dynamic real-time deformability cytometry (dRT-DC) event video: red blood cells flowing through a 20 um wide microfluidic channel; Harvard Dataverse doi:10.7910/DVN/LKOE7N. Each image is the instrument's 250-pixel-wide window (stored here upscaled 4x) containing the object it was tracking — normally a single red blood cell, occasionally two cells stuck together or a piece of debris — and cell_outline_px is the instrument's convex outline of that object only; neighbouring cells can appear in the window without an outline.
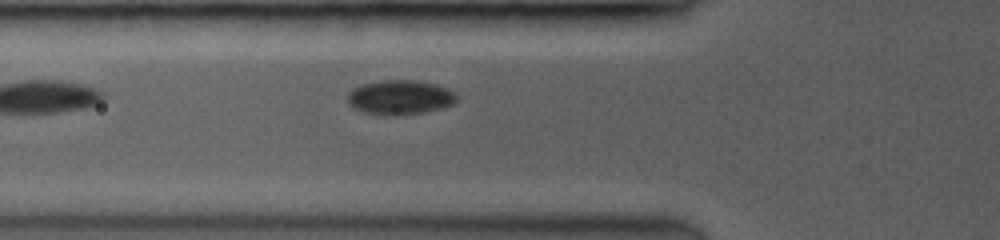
{"species": "common noctule bat (a hibernating species)", "species_latin": "Nyctalus noctula", "temperature_condition": "room temperature", "stored_images_in_passage": 34, "camera_frame_rate_fps": 3500, "um_per_image_px": 0.085, "animal": {"sex": "female", "body_mass_g": 19.0, "forearm_length_mm": 53.3}, "frame": {"image": 1, "passage_image": 10, "time_ms": 3.143, "image_size_px": [1000, 240], "cell_outline_px": [[456, 100], [452, 104], [440, 108], [420, 112], [364, 112], [352, 108], [348, 100], [348, 92], [352, 88], [364, 84], [388, 80], [412, 80], [432, 84], [444, 88], [452, 92], [456, 96]], "centroid_in_image_um": [33.95, 8.23], "position_along_channel_um": 91.8, "area_um2": 20.52}}
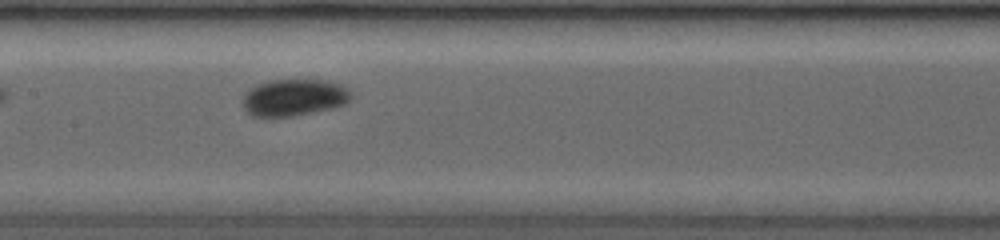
{"frame": {"image": 2, "passage_image": 19, "time_ms": 5.429, "image_size_px": [1000, 240], "cell_outline_px": [[348, 100], [340, 104], [328, 108], [288, 116], [252, 116], [248, 112], [244, 104], [244, 96], [252, 88], [268, 80], [324, 80], [336, 84], [344, 88], [348, 92]], "centroid_in_image_um": [24.91, 8.27], "position_along_channel_um": 182.5, "area_um2": 21.96}}
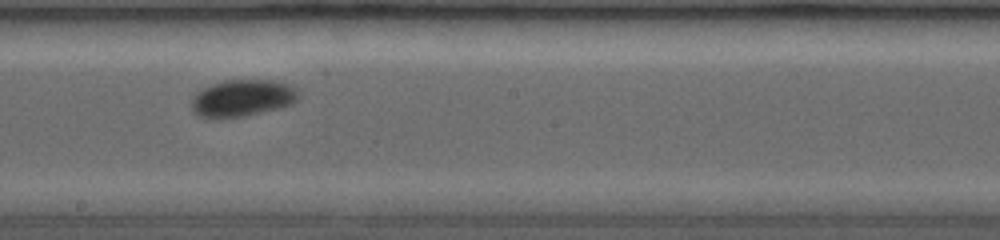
{"frame": {"image": 3, "passage_image": 24, "time_ms": 6.571, "image_size_px": [1000, 240], "cell_outline_px": [[296, 100], [288, 104], [240, 116], [200, 116], [192, 108], [192, 100], [204, 88], [212, 84], [224, 80], [272, 80], [288, 84], [296, 92]], "centroid_in_image_um": [20.57, 8.29], "position_along_channel_um": 227.6, "area_um2": 21.5}}